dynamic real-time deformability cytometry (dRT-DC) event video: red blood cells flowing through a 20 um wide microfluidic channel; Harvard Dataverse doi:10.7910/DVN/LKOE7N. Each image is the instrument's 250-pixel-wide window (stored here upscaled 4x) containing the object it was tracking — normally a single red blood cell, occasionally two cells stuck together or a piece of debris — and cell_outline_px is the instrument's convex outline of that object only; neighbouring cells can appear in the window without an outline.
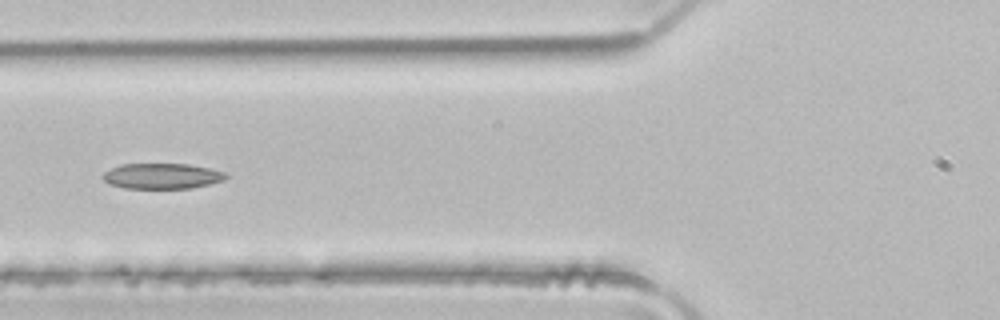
{"species": "common noctule bat (a hibernating species)", "species_latin": "Nyctalus noctula", "temperature_condition": "room temperature", "stored_images_in_passage": 6, "camera_frame_rate_fps": 3000, "um_per_image_px": 0.085, "animal": {"sex": "male", "body_mass_g": 21.5, "forearm_length_mm": 52.0}, "frame": {"image": 1, "passage_image": 6, "time_ms": 1.667, "image_size_px": [1000, 320], "cell_outline_px": [[228, 176], [224, 180], [192, 188], [124, 188], [108, 184], [104, 180], [104, 172], [120, 164], [188, 164], [208, 168], [224, 172]], "centroid_in_image_um": [13.76, 14.96], "position_along_channel_um": 112.0, "area_um2": 18.15}}